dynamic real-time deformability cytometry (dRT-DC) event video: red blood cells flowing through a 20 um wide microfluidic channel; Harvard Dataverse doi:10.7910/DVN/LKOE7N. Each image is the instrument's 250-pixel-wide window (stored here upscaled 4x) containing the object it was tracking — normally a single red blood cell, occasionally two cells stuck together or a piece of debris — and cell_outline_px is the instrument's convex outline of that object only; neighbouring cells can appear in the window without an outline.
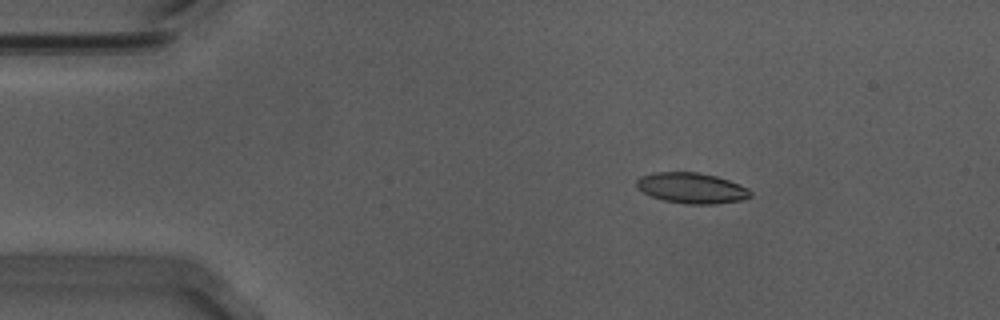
{"species": "Egyptian fruit bat (a non-hibernating species)", "species_latin": "Rousettus aegyptiacus", "temperature_condition": "warm", "stored_images_in_passage": 47, "camera_frame_rate_fps": 3000, "um_per_image_px": 0.085, "animal": {"sex": "male"}, "frame": {"image": 1, "passage_image": 1, "time_ms": 0.0, "image_size_px": [1000, 320], "cell_outline_px": [[752, 196], [740, 200], [716, 204], [688, 204], [664, 200], [652, 196], [644, 192], [636, 184], [636, 180], [640, 176], [656, 172], [696, 172], [716, 176], [740, 184], [748, 188], [752, 192]], "centroid_in_image_um": [58.82, 15.98], "position_along_channel_um": 26.2, "area_um2": 20.17}}
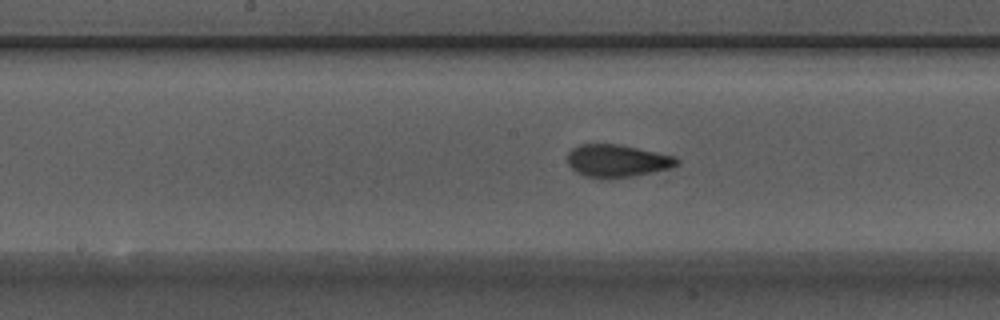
{"frame": {"image": 2, "passage_image": 20, "time_ms": 6.333, "image_size_px": [1000, 320], "cell_outline_px": [[680, 164], [672, 168], [636, 176], [608, 180], [600, 180], [584, 176], [576, 172], [568, 164], [568, 152], [572, 148], [580, 144], [616, 144], [676, 156], [680, 160]], "centroid_in_image_um": [52.47, 13.71], "position_along_channel_um": 195.7, "area_um2": 21.27}}
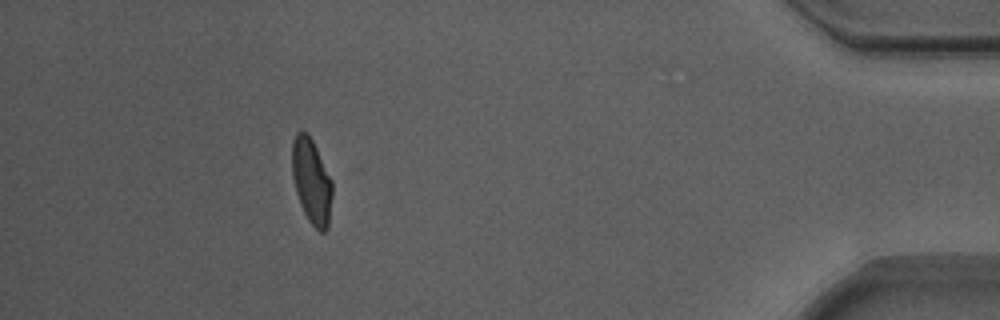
{"frame": {"image": 3, "passage_image": 42, "time_ms": 13.667, "image_size_px": [1000, 320], "cell_outline_px": [[332, 196], [328, 228], [324, 232], [320, 232], [308, 220], [300, 204], [296, 192], [292, 176], [292, 144], [296, 132], [300, 128], [308, 132], [332, 180]], "centroid_in_image_um": [26.47, 15.38], "position_along_channel_um": 408.7, "area_um2": 20.06}, "authors_computed_cell_mechanics": {"area_um2": 20.2878, "velocity_mm_per_s": 3.7046, "shape_relaxation_time_tau1_ms": 4.9861, "shape_relaxation_time_tau2_ms": 1.2483, "deformation_change_tau1": 0.1682, "deformation_change_tau2": 0.0743}}